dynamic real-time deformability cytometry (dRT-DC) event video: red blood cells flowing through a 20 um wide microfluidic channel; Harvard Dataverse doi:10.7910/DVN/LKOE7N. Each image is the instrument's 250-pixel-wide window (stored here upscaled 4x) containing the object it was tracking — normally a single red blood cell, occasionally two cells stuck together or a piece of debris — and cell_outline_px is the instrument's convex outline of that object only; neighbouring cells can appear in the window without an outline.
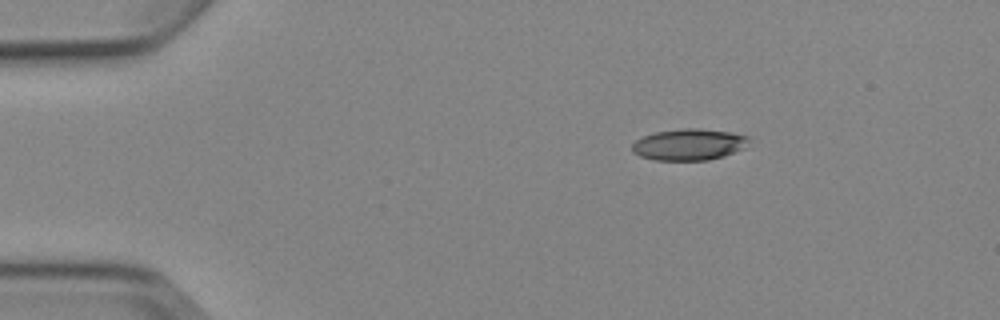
{"species": "Egyptian fruit bat (a non-hibernating species)", "species_latin": "Rousettus aegyptiacus", "temperature_condition": "cold", "stored_images_in_passage": 4, "camera_frame_rate_fps": 3000, "um_per_image_px": 0.085, "animal": {"sex": "female"}, "frame": {"image": 1, "passage_image": 2, "time_ms": 2.0, "image_size_px": [1000, 320], "cell_outline_px": [[748, 140], [744, 148], [724, 156], [708, 160], [656, 160], [640, 156], [632, 152], [632, 144], [636, 140], [644, 136], [656, 132], [684, 128], [700, 128], [732, 132], [748, 136]], "centroid_in_image_um": [58.56, 12.28], "position_along_channel_um": 26.4, "area_um2": 21.33}}